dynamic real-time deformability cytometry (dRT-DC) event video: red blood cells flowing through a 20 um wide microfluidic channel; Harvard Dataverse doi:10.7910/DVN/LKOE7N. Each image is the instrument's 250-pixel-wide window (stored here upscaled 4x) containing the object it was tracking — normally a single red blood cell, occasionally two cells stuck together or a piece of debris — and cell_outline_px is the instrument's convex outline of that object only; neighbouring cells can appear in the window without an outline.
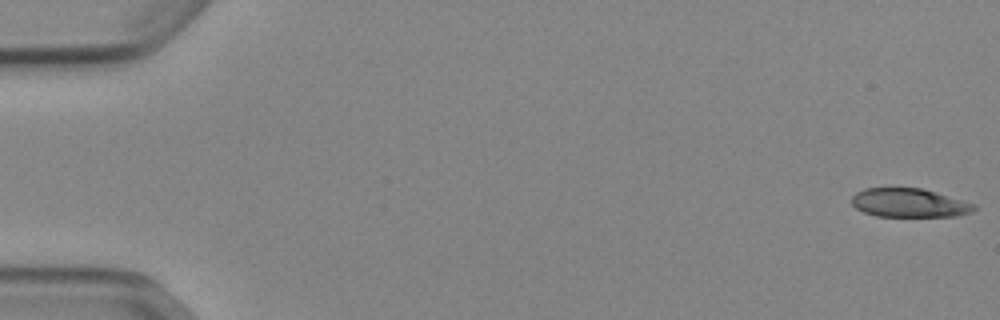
{"species": "Egyptian fruit bat (a non-hibernating species)", "species_latin": "Rousettus aegyptiacus", "temperature_condition": "cold", "stored_images_in_passage": 52, "camera_frame_rate_fps": 3000, "um_per_image_px": 0.085, "animal": {"sex": "female"}, "frame": {"image": 1, "passage_image": 1, "time_ms": 0.0, "image_size_px": [1000, 320], "cell_outline_px": [[976, 208], [972, 212], [956, 216], [876, 216], [864, 212], [856, 208], [852, 204], [852, 196], [856, 192], [864, 188], [924, 188], [976, 204]], "centroid_in_image_um": [77.29, 17.24], "position_along_channel_um": 7.7, "area_um2": 20.58}}
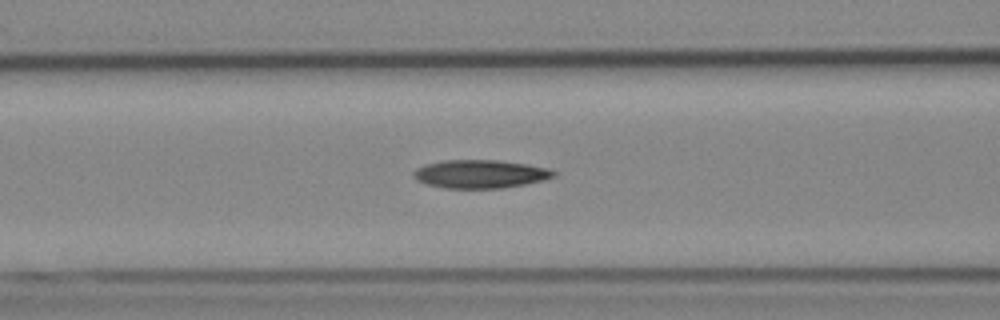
{"frame": {"image": 2, "passage_image": 22, "time_ms": 7.0, "image_size_px": [1000, 320], "cell_outline_px": [[556, 176], [544, 180], [504, 188], [444, 188], [428, 184], [416, 180], [412, 176], [412, 172], [416, 168], [424, 164], [444, 160], [496, 160], [528, 164], [548, 168], [556, 172]], "centroid_in_image_um": [40.81, 14.78], "position_along_channel_um": 125.8, "area_um2": 23.24}}
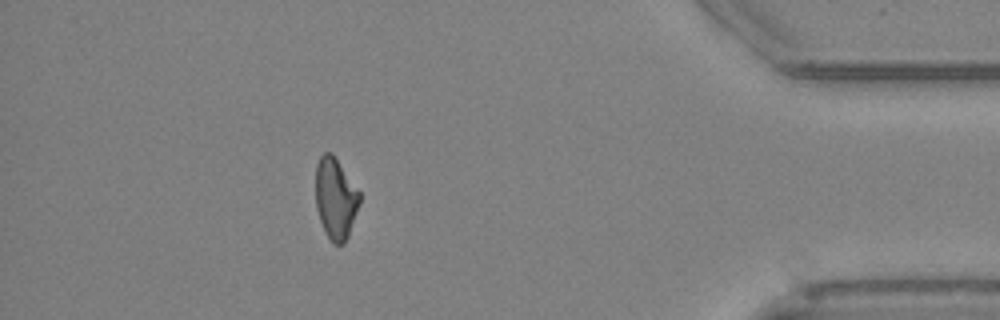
{"frame": {"image": 3, "passage_image": 47, "time_ms": 15.333, "image_size_px": [1000, 320], "cell_outline_px": [[360, 204], [348, 236], [344, 244], [332, 244], [320, 220], [316, 208], [316, 164], [320, 156], [324, 152], [332, 152], [360, 192]], "centroid_in_image_um": [28.52, 16.85], "position_along_channel_um": 406.7, "area_um2": 20.81}, "authors_computed_cell_mechanics": {"area_um2": 22.1952, "velocity_mm_per_s": 3.9049, "shape_relaxation_time_tau1_ms": 4.784, "shape_relaxation_time_tau2_ms": 8.538, "deformation_change_tau1": 0.1688, "deformation_change_tau2": 0.2031}}